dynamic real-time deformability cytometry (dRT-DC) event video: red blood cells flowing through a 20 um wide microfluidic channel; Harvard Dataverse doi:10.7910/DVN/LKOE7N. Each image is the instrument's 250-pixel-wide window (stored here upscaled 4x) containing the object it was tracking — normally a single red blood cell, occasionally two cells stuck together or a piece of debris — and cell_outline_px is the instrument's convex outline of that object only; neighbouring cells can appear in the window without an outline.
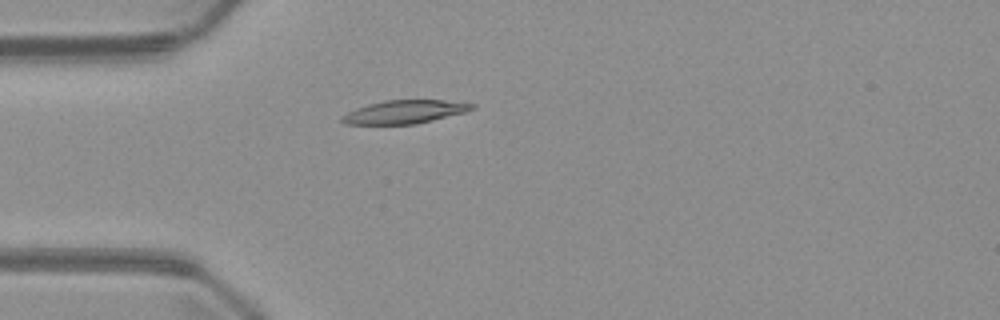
{"species": "common noctule bat (a hibernating species)", "species_latin": "Nyctalus noctula", "temperature_condition": "warm", "stored_images_in_passage": 4, "camera_frame_rate_fps": 3000, "um_per_image_px": 0.085, "animal": {"sex": "male", "body_mass_g": 23.1, "forearm_length_mm": 52.7}, "frame": {"image": 1, "passage_image": 4, "time_ms": 4.0, "image_size_px": [1000, 320], "cell_outline_px": [[476, 108], [464, 112], [416, 124], [344, 124], [340, 120], [340, 116], [356, 108], [368, 104], [384, 100], [444, 100], [476, 104]], "centroid_in_image_um": [34.37, 9.5], "position_along_channel_um": 50.6, "area_um2": 17.63}}